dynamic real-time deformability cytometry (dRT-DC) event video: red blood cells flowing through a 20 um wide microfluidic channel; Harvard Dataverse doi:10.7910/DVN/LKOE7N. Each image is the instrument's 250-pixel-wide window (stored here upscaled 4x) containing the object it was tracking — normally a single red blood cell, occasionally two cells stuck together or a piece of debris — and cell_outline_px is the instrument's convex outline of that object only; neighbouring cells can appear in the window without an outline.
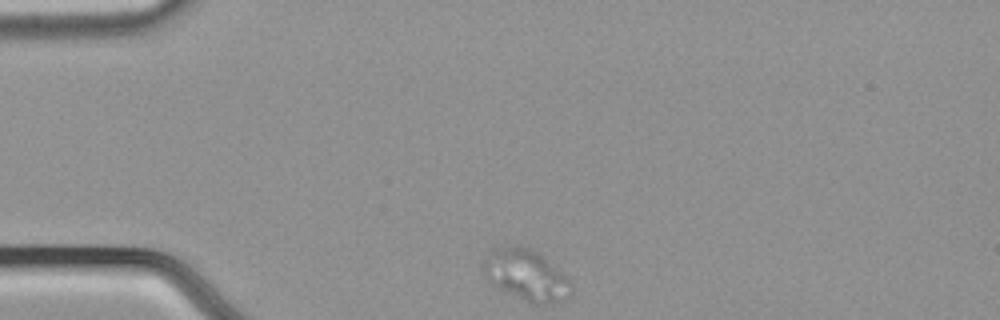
{"species": "common noctule bat (a hibernating species)", "species_latin": "Nyctalus noctula", "temperature_condition": "cold", "stored_images_in_passage": 37, "camera_frame_rate_fps": 3000, "um_per_image_px": 0.085, "animal": {"sex": "male", "body_mass_g": 21.5, "forearm_length_mm": 52.0}, "frame": {"image": 1, "passage_image": 1, "time_ms": 0.0, "image_size_px": [1000, 320], "cell_outline_px": [[572, 292], [568, 296], [548, 304], [532, 304], [492, 284], [488, 280], [480, 268], [488, 252], [492, 248], [500, 244], [516, 244], [528, 248], [536, 252], [564, 276], [572, 284]], "centroid_in_image_um": [44.62, 23.34], "position_along_channel_um": 40.4, "area_um2": 25.89}}
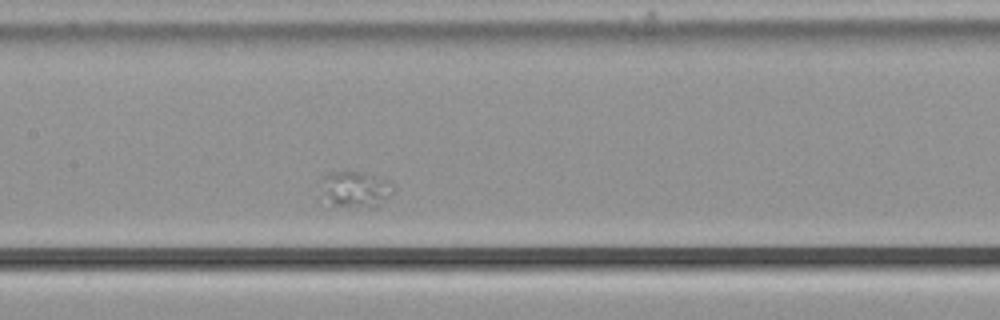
{"frame": {"image": 2, "passage_image": 16, "time_ms": 5.0, "image_size_px": [1000, 320], "cell_outline_px": [[396, 188], [376, 208], [328, 208], [316, 200], [316, 184], [324, 172], [360, 172], [388, 180]], "centroid_in_image_um": [29.93, 16.17], "position_along_channel_um": 177.5, "area_um2": 17.17}}
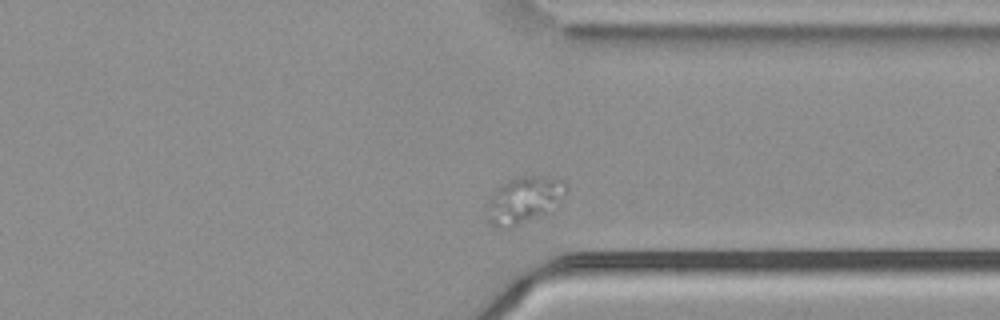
{"frame": {"image": 3, "passage_image": 32, "time_ms": 10.333, "image_size_px": [1000, 320], "cell_outline_px": [[568, 188], [564, 196], [552, 212], [508, 228], [500, 228], [492, 224], [488, 220], [488, 200], [496, 188], [508, 180], [520, 176], [552, 176], [564, 180], [568, 184]], "centroid_in_image_um": [44.61, 16.97], "position_along_channel_um": 366.8, "area_um2": 21.85}}